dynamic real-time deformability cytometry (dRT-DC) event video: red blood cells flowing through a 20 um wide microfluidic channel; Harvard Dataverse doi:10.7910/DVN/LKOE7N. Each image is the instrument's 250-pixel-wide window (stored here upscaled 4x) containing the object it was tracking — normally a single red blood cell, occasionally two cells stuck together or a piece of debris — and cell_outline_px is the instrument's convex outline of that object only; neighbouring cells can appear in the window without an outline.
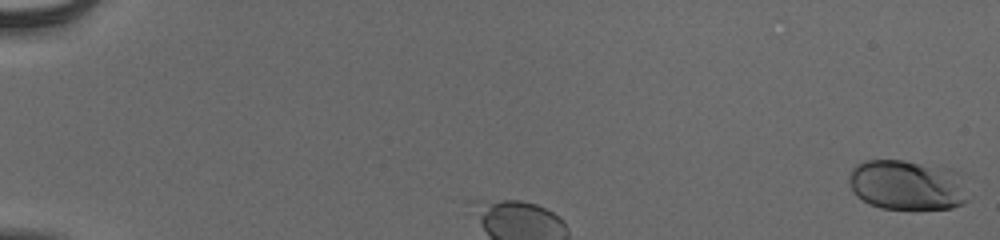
{"species": "human", "species_latin": "Homo sapiens", "temperature_condition": "cold", "stored_images_in_passage": 42, "camera_frame_rate_fps": 3000, "um_per_image_px": 0.085, "donor": {"sex": "male"}, "frame": {"image": 1, "passage_image": 1, "time_ms": 0.0, "image_size_px": [1000, 240], "cell_outline_px": [[968, 200], [964, 204], [952, 208], [880, 208], [868, 204], [856, 196], [848, 184], [848, 176], [852, 168], [856, 164], [864, 160], [904, 160], [948, 168], [964, 172]], "centroid_in_image_um": [77.14, 15.71], "position_along_channel_um": 7.9, "area_um2": 35.55}}
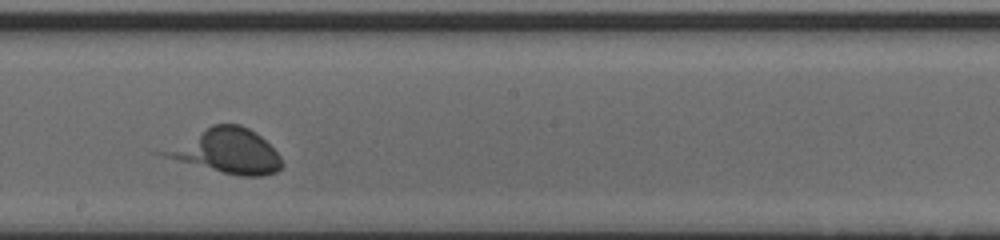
{"frame": {"image": 2, "passage_image": 20, "time_ms": 6.333, "image_size_px": [1000, 240], "cell_outline_px": [[284, 164], [276, 172], [260, 176], [240, 176], [224, 172], [164, 156], [152, 152], [212, 124], [240, 124], [256, 132], [280, 156]], "centroid_in_image_um": [19.22, 12.81], "position_along_channel_um": 229.0, "area_um2": 30.52}}
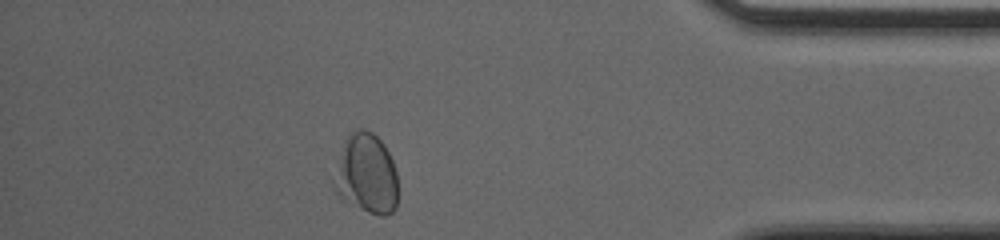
{"frame": {"image": 3, "passage_image": 36, "time_ms": 11.667, "image_size_px": [1000, 240], "cell_outline_px": [[396, 208], [392, 212], [384, 216], [380, 216], [368, 212], [344, 200], [336, 192], [332, 184], [332, 180], [344, 148], [352, 132], [360, 128], [364, 128], [372, 132], [384, 144], [392, 160], [396, 172]], "centroid_in_image_um": [31.16, 14.82], "position_along_channel_um": 404.0, "area_um2": 29.13}}